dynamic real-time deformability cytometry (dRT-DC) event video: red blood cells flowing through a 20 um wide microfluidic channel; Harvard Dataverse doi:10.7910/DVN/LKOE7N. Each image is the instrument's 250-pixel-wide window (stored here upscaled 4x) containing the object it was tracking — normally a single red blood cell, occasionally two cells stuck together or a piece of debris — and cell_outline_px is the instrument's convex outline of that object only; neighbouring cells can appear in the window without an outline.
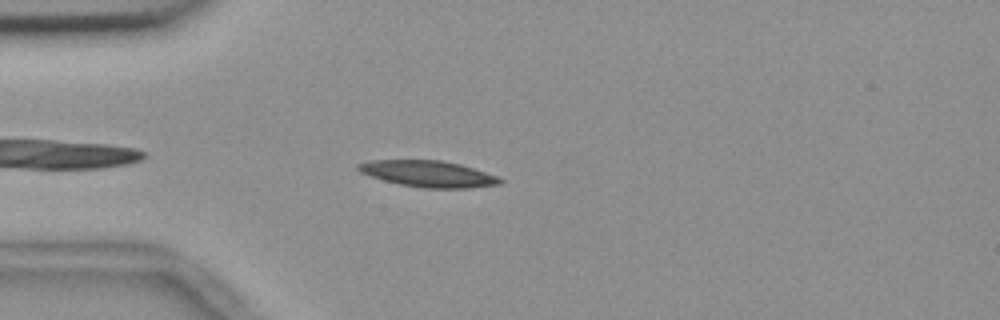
{"species": "common noctule bat (a hibernating species)", "species_latin": "Nyctalus noctula", "temperature_condition": "room temperature", "stored_images_in_passage": 38, "camera_frame_rate_fps": 3000, "um_per_image_px": 0.085, "animal": {"sex": "female", "body_mass_g": 18.4}, "frame": {"image": 1, "passage_image": 4, "time_ms": 1.0, "image_size_px": [1000, 320], "cell_outline_px": [[504, 180], [500, 184], [468, 188], [424, 188], [400, 184], [384, 180], [360, 172], [356, 168], [356, 164], [372, 160], [440, 160], [460, 164], [496, 176]], "centroid_in_image_um": [36.38, 14.77], "position_along_channel_um": 48.6, "area_um2": 21.5}}
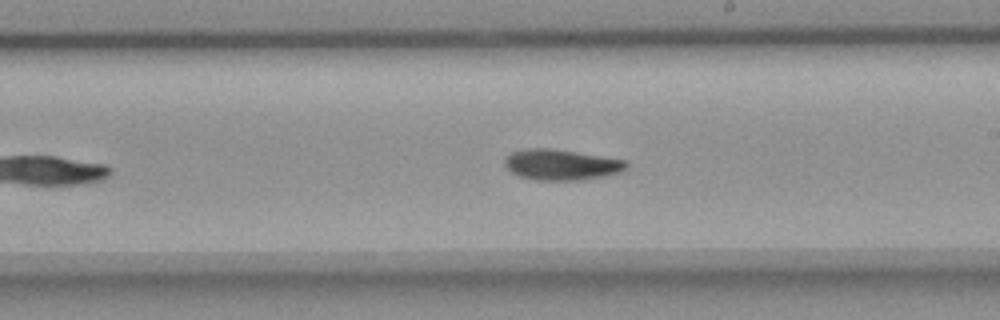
{"frame": {"image": 2, "passage_image": 21, "time_ms": 6.667, "image_size_px": [1000, 320], "cell_outline_px": [[628, 168], [620, 172], [608, 176], [584, 180], [536, 180], [520, 176], [512, 172], [504, 164], [504, 160], [512, 152], [524, 148], [552, 148], [628, 160]], "centroid_in_image_um": [47.77, 14.0], "position_along_channel_um": 241.2, "area_um2": 22.02}}
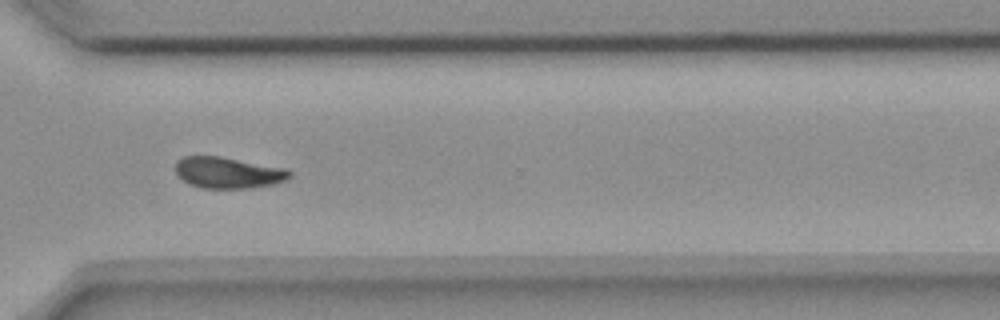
{"frame": {"image": 3, "passage_image": 30, "time_ms": 9.667, "image_size_px": [1000, 320], "cell_outline_px": [[292, 176], [284, 180], [272, 184], [252, 188], [200, 188], [184, 180], [176, 172], [176, 160], [184, 156], [220, 156], [284, 168], [292, 172]], "centroid_in_image_um": [19.39, 14.67], "position_along_channel_um": 351.2, "area_um2": 20.58}, "authors_computed_cell_mechanics": {"area_um2": 21.1259, "velocity_mm_per_s": 3.6432, "shape_relaxation_time_tau1_ms": 9.7903, "shape_relaxation_time_tau2_ms": null, "deformation_change_tau1": 0.2096, "deformation_change_tau2": null}}